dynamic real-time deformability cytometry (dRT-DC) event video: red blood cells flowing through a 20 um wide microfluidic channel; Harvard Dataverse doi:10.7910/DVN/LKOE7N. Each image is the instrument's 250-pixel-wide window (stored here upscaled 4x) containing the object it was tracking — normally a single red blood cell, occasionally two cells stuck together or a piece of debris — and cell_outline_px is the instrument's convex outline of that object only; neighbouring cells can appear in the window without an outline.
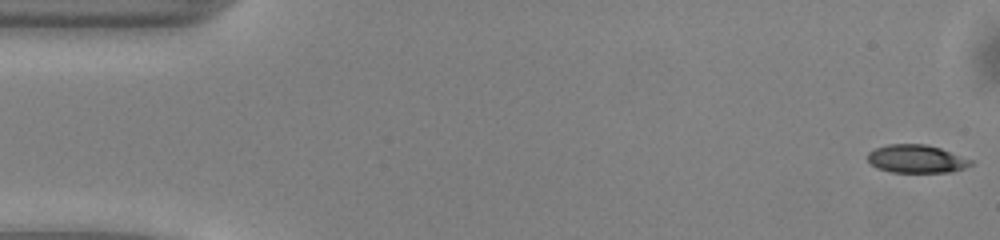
{"species": "common noctule bat (a hibernating species)", "species_latin": "Nyctalus noctula", "temperature_condition": "warm", "stored_images_in_passage": 50, "camera_frame_rate_fps": 3000, "um_per_image_px": 0.085, "animal": {"sex": "male", "body_mass_g": 13.0, "forearm_length_mm": 53.1}, "frame": {"image": 1, "passage_image": 1, "time_ms": 0.0, "image_size_px": [1000, 240], "cell_outline_px": [[972, 164], [964, 168], [952, 172], [892, 172], [876, 168], [868, 160], [868, 152], [876, 148], [888, 144], [924, 144], [940, 148], [972, 160]], "centroid_in_image_um": [77.88, 13.51], "position_along_channel_um": 7.1, "area_um2": 16.76}}
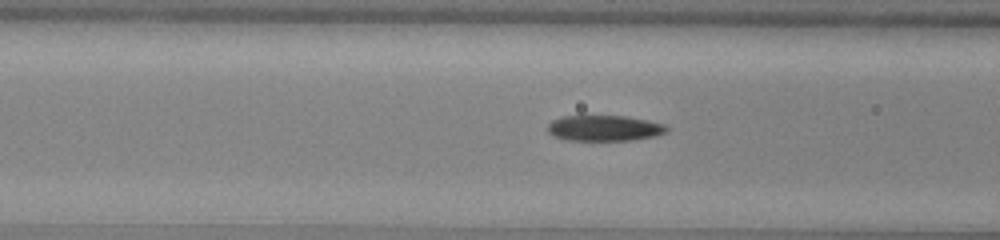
{"frame": {"image": 2, "passage_image": 19, "time_ms": 6.0, "image_size_px": [1000, 240], "cell_outline_px": [[668, 132], [656, 136], [632, 140], [564, 140], [552, 136], [548, 132], [548, 124], [552, 120], [564, 116], [584, 112], [628, 116], [648, 120], [664, 124], [668, 128]], "centroid_in_image_um": [51.32, 10.84], "position_along_channel_um": 115.3, "area_um2": 18.9}}
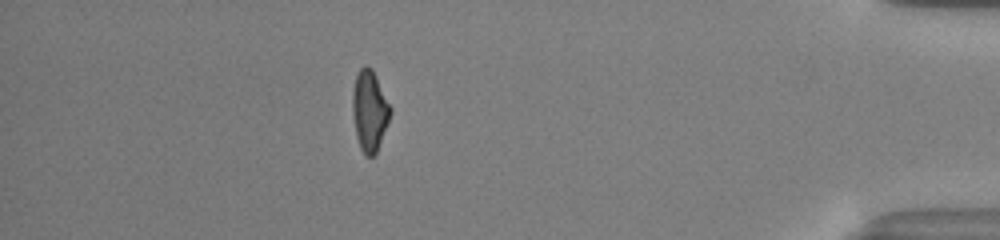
{"frame": {"image": 3, "passage_image": 44, "time_ms": 14.333, "image_size_px": [1000, 240], "cell_outline_px": [[392, 112], [376, 152], [372, 156], [364, 156], [360, 148], [356, 136], [352, 112], [352, 88], [356, 76], [360, 68], [364, 64], [372, 68], [392, 108]], "centroid_in_image_um": [31.4, 9.39], "position_along_channel_um": 403.8, "area_um2": 17.92}, "authors_computed_cell_mechanics": {"area_um2": 17.9469, "velocity_mm_per_s": 4.0984, "shape_relaxation_time_tau1_ms": 3.5191, "shape_relaxation_time_tau2_ms": 3.2702, "deformation_change_tau1": 0.1554, "deformation_change_tau2": 0.0974}}